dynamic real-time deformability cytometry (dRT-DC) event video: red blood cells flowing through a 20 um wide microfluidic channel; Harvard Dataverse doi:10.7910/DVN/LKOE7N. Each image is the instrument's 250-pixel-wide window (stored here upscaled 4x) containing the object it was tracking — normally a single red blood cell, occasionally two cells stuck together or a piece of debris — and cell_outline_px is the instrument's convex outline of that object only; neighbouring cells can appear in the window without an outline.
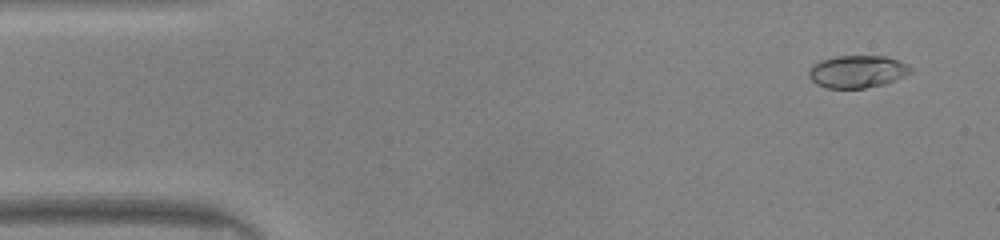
{"species": "common noctule bat (a hibernating species)", "species_latin": "Nyctalus noctula", "temperature_condition": "warm", "stored_images_in_passage": 48, "camera_frame_rate_fps": 3000, "um_per_image_px": 0.085, "animal": {"sex": "male", "body_mass_g": 20.0, "forearm_length_mm": 53.3}, "frame": {"image": 1, "passage_image": 3, "time_ms": 0.667, "image_size_px": [1000, 240], "cell_outline_px": [[912, 72], [896, 80], [884, 84], [864, 88], [828, 88], [816, 84], [808, 76], [808, 72], [812, 64], [820, 60], [836, 56], [884, 56], [900, 60], [908, 64], [912, 68]], "centroid_in_image_um": [72.88, 6.08], "position_along_channel_um": 12.1, "area_um2": 19.42}}
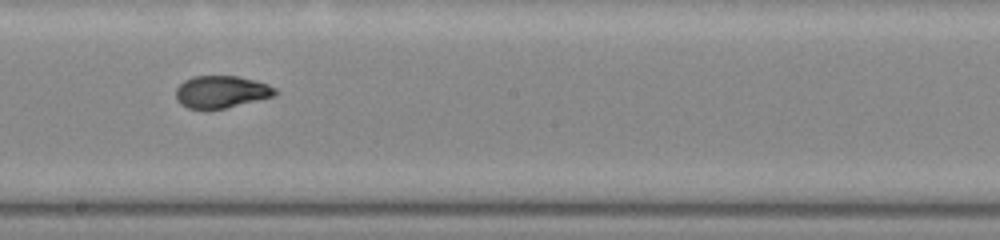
{"frame": {"image": 2, "passage_image": 26, "time_ms": 8.333, "image_size_px": [1000, 240], "cell_outline_px": [[280, 92], [276, 96], [224, 108], [188, 108], [180, 104], [176, 100], [176, 88], [184, 80], [192, 76], [236, 76], [256, 80], [268, 84], [276, 88]], "centroid_in_image_um": [18.84, 7.79], "position_along_channel_um": 229.4, "area_um2": 18.73}}
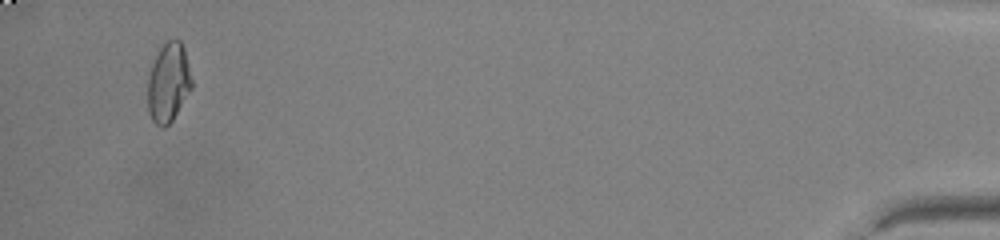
{"frame": {"image": 3, "passage_image": 46, "time_ms": 15.0, "image_size_px": [1000, 240], "cell_outline_px": [[192, 88], [172, 120], [164, 128], [160, 128], [152, 120], [148, 112], [148, 76], [152, 64], [160, 48], [168, 40], [176, 36], [180, 40], [184, 48], [192, 80]], "centroid_in_image_um": [14.31, 7.01], "position_along_channel_um": 420.9, "area_um2": 20.35}, "authors_computed_cell_mechanics": {"area_um2": 19.2763, "velocity_mm_per_s": 4.1794, "shape_relaxation_time_tau1_ms": 10.4907, "shape_relaxation_time_tau2_ms": 1.0993, "deformation_change_tau1": 0.334, "deformation_change_tau2": 0.0539}}